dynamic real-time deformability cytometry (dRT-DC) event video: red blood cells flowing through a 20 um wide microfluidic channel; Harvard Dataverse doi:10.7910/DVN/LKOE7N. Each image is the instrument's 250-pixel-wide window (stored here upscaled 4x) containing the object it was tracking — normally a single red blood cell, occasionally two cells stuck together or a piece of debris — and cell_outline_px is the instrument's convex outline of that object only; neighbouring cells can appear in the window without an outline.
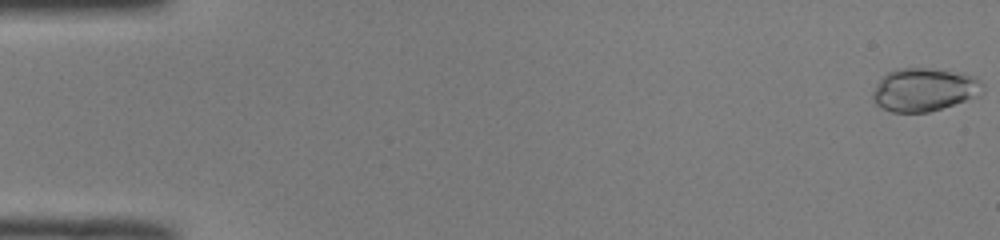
{"species": "common noctule bat (a hibernating species)", "species_latin": "Nyctalus noctula", "temperature_condition": "room temperature", "stored_images_in_passage": 50, "camera_frame_rate_fps": 3000, "um_per_image_px": 0.085, "animal": {"sex": "male", "body_mass_g": 19.0, "forearm_length_mm": 50.8}, "frame": {"image": 1, "passage_image": 1, "time_ms": 0.0, "image_size_px": [1000, 240], "cell_outline_px": [[984, 92], [964, 100], [928, 112], [892, 112], [876, 104], [872, 96], [872, 92], [880, 80], [888, 72], [900, 68], [928, 68], [964, 72], [976, 76], [984, 84]], "centroid_in_image_um": [78.59, 7.59], "position_along_channel_um": 6.4, "area_um2": 27.51}}
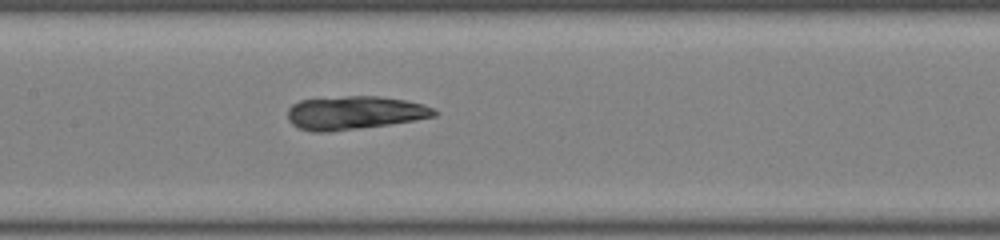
{"frame": {"image": 2, "passage_image": 25, "time_ms": 8.0, "image_size_px": [1000, 240], "cell_outline_px": [[436, 116], [416, 120], [388, 124], [328, 132], [312, 132], [300, 128], [292, 124], [288, 120], [288, 108], [292, 104], [300, 100], [344, 96], [380, 96], [404, 100], [424, 104], [432, 108], [436, 112]], "centroid_in_image_um": [30.11, 9.58], "position_along_channel_um": 177.3, "area_um2": 28.44}}
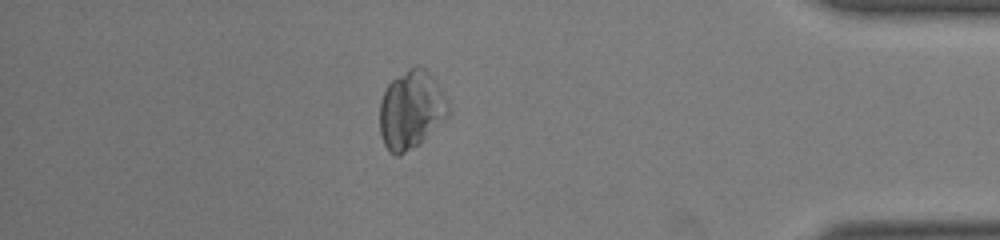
{"frame": {"image": 3, "passage_image": 44, "time_ms": 14.333, "image_size_px": [1000, 240], "cell_outline_px": [[448, 116], [416, 144], [400, 156], [396, 156], [388, 152], [384, 144], [380, 132], [380, 100], [388, 84], [392, 80], [408, 68], [416, 64], [424, 68], [432, 76], [448, 100]], "centroid_in_image_um": [34.91, 9.31], "position_along_channel_um": 400.3, "area_um2": 30.87}, "authors_computed_cell_mechanics": {"area_um2": 28.2931, "velocity_mm_per_s": 4.1, "shape_relaxation_time_tau1_ms": 6.0043, "shape_relaxation_time_tau2_ms": 2.157, "deformation_change_tau1": 0.1012, "deformation_change_tau2": 0.0562}}